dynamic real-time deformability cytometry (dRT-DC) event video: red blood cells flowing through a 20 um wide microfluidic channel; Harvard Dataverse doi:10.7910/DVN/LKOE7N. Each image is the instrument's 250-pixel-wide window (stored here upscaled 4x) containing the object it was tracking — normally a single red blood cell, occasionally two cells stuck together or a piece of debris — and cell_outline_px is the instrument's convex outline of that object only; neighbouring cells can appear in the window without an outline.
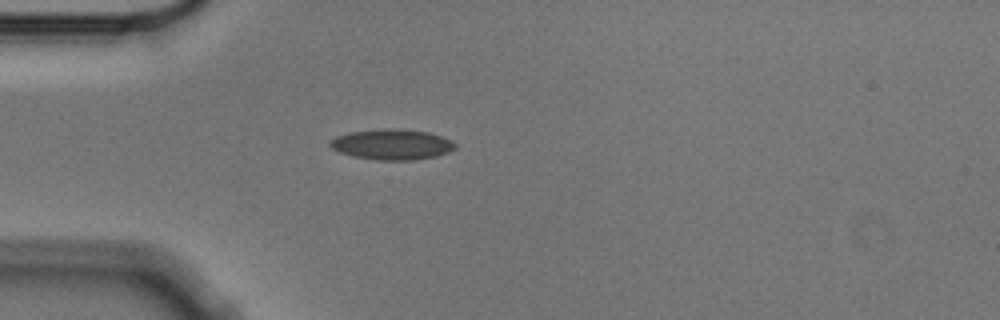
{"species": "Egyptian fruit bat (a non-hibernating species)", "species_latin": "Rousettus aegyptiacus", "temperature_condition": "cold", "stored_images_in_passage": 3, "camera_frame_rate_fps": 3000, "um_per_image_px": 0.085, "animal": {"sex": "male"}, "frame": {"image": 1, "passage_image": 3, "time_ms": 0.667, "image_size_px": [1000, 320], "cell_outline_px": [[456, 148], [448, 152], [436, 156], [416, 160], [380, 160], [352, 156], [340, 152], [332, 148], [328, 144], [328, 140], [336, 136], [348, 132], [384, 128], [392, 128], [428, 132], [452, 140], [456, 144]], "centroid_in_image_um": [33.29, 12.27], "position_along_channel_um": 51.7, "area_um2": 22.37}}